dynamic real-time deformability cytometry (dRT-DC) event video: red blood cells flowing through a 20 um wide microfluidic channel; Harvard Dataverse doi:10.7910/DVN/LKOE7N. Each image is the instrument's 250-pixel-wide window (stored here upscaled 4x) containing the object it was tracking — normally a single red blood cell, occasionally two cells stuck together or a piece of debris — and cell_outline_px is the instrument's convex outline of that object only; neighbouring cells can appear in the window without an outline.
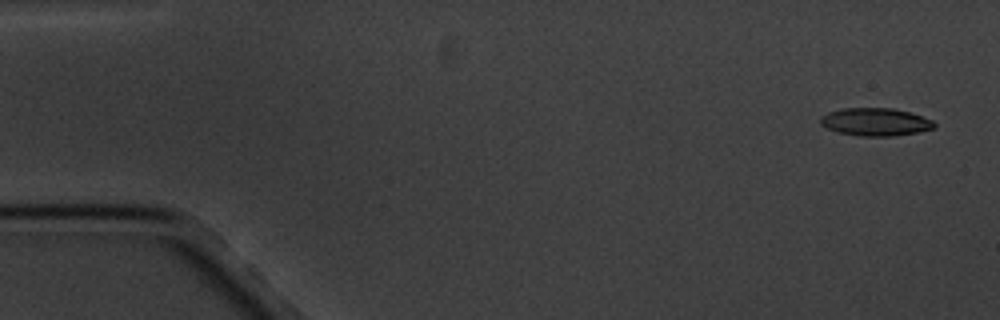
{"species": "common noctule bat (a hibernating species)", "species_latin": "Nyctalus noctula", "temperature_condition": "cold", "stored_images_in_passage": 5, "camera_frame_rate_fps": 3000, "um_per_image_px": 0.085, "animal": {"sex": "male", "body_mass_g": 20.1, "forearm_length_mm": 53.5}, "frame": {"image": 1, "passage_image": 1, "time_ms": 0.0, "image_size_px": [1000, 320], "cell_outline_px": [[936, 128], [916, 132], [892, 136], [860, 136], [840, 132], [828, 128], [820, 124], [820, 116], [828, 112], [844, 108], [892, 108], [908, 112], [932, 120], [936, 124]], "centroid_in_image_um": [74.4, 10.36], "position_along_channel_um": 10.6, "area_um2": 18.26}}
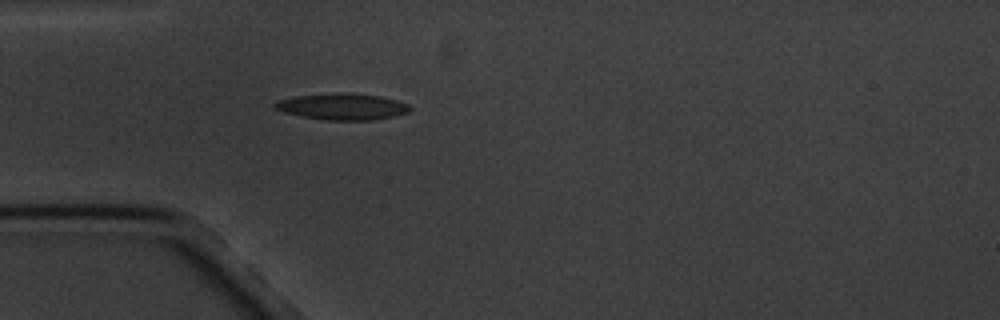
{"frame": {"image": 2, "passage_image": 5, "time_ms": 4.667, "image_size_px": [1000, 320], "cell_outline_px": [[412, 108], [408, 112], [392, 116], [372, 120], [328, 120], [304, 116], [284, 112], [276, 108], [272, 104], [276, 100], [296, 96], [380, 96], [396, 100], [408, 104]], "centroid_in_image_um": [29.11, 9.11], "position_along_channel_um": 55.9, "area_um2": 19.31}}